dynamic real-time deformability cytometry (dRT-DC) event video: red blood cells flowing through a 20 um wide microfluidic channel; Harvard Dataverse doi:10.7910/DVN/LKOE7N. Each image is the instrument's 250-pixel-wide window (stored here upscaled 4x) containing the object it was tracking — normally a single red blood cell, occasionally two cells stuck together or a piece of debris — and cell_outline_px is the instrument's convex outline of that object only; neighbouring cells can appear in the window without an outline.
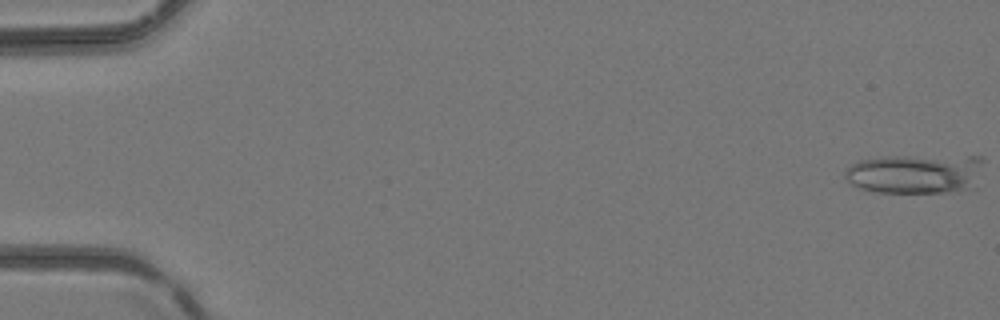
{"species": "common noctule bat (a hibernating species)", "species_latin": "Nyctalus noctula", "temperature_condition": "room temperature", "stored_images_in_passage": 4, "camera_frame_rate_fps": 3000, "um_per_image_px": 0.085, "animal": {"sex": "female", "body_mass_g": 24.6, "forearm_length_mm": 56.2}, "frame": {"image": 1, "passage_image": 1, "time_ms": 0.0, "image_size_px": [1000, 320], "cell_outline_px": [[984, 160], [968, 188], [948, 192], [876, 192], [860, 188], [852, 184], [844, 176], [844, 172], [852, 164], [860, 160], [888, 156], [984, 156]], "centroid_in_image_um": [77.73, 14.74], "position_along_channel_um": 7.3, "area_um2": 31.33}}